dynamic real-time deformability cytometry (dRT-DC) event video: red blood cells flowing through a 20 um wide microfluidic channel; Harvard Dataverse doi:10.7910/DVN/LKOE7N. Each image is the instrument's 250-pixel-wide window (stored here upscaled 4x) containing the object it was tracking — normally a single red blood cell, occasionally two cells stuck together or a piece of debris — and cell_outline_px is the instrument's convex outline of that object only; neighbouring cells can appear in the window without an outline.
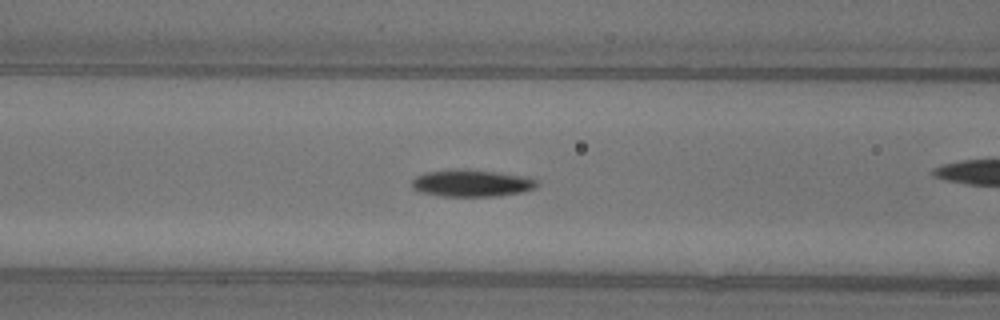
{"species": "common noctule bat (a hibernating species)", "species_latin": "Nyctalus noctula", "temperature_condition": "warm", "stored_images_in_passage": 38, "camera_frame_rate_fps": 3000, "um_per_image_px": 0.085, "animal": {"sex": "female"}, "frame": {"image": 1, "passage_image": 6, "time_ms": 1.667, "image_size_px": [1000, 320], "cell_outline_px": [[536, 188], [520, 192], [496, 196], [444, 196], [420, 192], [412, 188], [412, 180], [416, 176], [424, 172], [452, 168], [468, 168], [500, 172], [524, 176], [536, 180]], "centroid_in_image_um": [40.04, 15.54], "position_along_channel_um": 126.6, "area_um2": 19.94}, "authors_computed_cell_mechanics": {"area_um2": 19.074, "velocity_mm_per_s": 3.9185, "shape_relaxation_time_tau1_ms": 3.9859, "shape_relaxation_time_tau2_ms": null, "deformation_change_tau1": 0.16, "deformation_change_tau2": null}}